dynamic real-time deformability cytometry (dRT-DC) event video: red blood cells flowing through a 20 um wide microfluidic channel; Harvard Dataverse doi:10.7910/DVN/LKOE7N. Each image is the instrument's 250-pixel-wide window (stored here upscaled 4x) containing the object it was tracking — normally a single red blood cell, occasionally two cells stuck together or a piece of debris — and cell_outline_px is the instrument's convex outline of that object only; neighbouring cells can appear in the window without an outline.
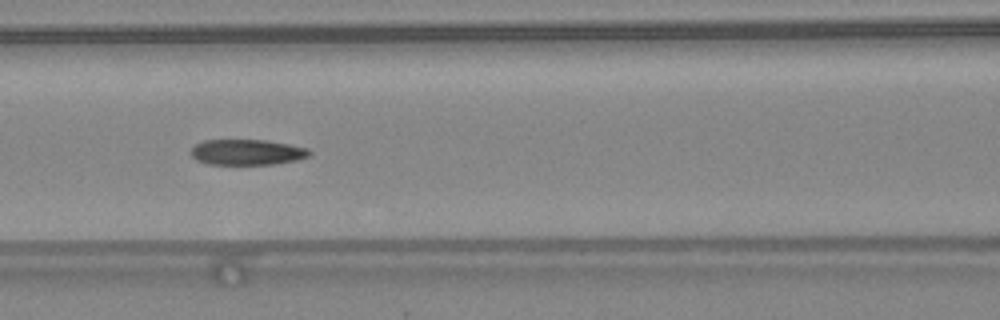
{"species": "common noctule bat (a hibernating species)", "species_latin": "Nyctalus noctula", "temperature_condition": "warm", "stored_images_in_passage": 33, "camera_frame_rate_fps": 3000, "um_per_image_px": 0.085, "animal": {"sex": "female", "body_mass_g": 24.6, "forearm_length_mm": 56.2}, "frame": {"image": 1, "passage_image": 6, "time_ms": 1.667, "image_size_px": [1000, 320], "cell_outline_px": [[312, 156], [296, 160], [272, 164], [208, 164], [196, 160], [192, 156], [192, 148], [196, 144], [204, 140], [264, 140], [288, 144], [308, 148], [312, 152]], "centroid_in_image_um": [21.03, 12.93], "position_along_channel_um": 145.6, "area_um2": 17.63}, "authors_computed_cell_mechanics": {"area_um2": 18.6116, "velocity_mm_per_s": 4.3925, "shape_relaxation_time_tau1_ms": null, "shape_relaxation_time_tau2_ms": 1.7978, "deformation_change_tau1": null, "deformation_change_tau2": 0.0936}}